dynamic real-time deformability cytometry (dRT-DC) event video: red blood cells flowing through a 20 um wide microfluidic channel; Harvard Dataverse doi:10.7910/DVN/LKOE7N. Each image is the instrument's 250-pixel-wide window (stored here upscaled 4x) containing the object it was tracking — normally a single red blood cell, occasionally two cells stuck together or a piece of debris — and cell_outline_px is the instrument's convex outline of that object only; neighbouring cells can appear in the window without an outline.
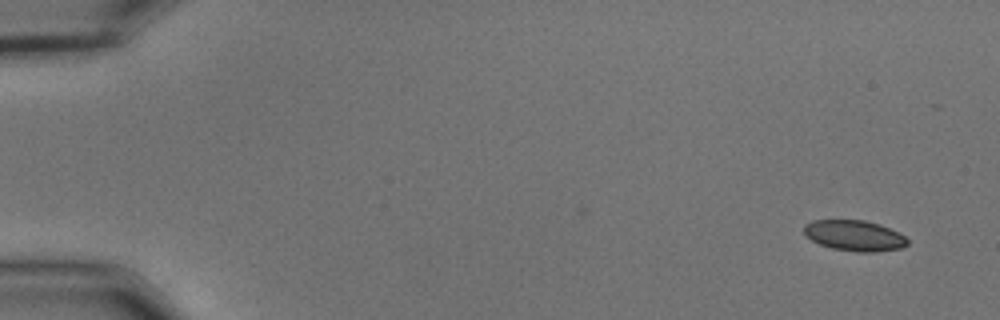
{"species": "common noctule bat (a hibernating species)", "species_latin": "Nyctalus noctula", "temperature_condition": "cold", "stored_images_in_passage": 17, "camera_frame_rate_fps": 3000, "um_per_image_px": 0.085, "animal": {"sex": "male", "body_mass_g": 15.6}, "frame": {"image": 1, "passage_image": 1, "time_ms": 0.0, "image_size_px": [1000, 320], "cell_outline_px": [[908, 244], [900, 248], [876, 252], [856, 252], [832, 248], [820, 244], [804, 236], [804, 224], [812, 220], [864, 220], [880, 224], [900, 232], [908, 240]], "centroid_in_image_um": [72.62, 20.02], "position_along_channel_um": 12.4, "area_um2": 18.67}}
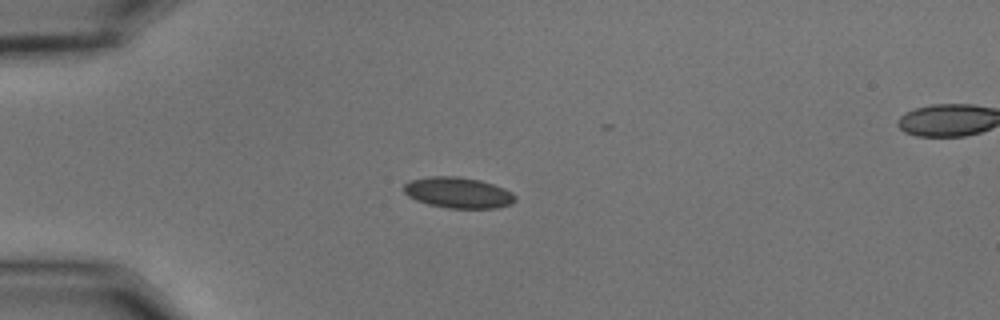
{"frame": {"image": 2, "passage_image": 13, "time_ms": 4.0, "image_size_px": [1000, 320], "cell_outline_px": [[516, 200], [512, 204], [496, 208], [448, 208], [428, 204], [416, 200], [408, 196], [404, 192], [404, 184], [412, 180], [428, 176], [456, 176], [480, 180], [504, 188], [512, 192], [516, 196]], "centroid_in_image_um": [38.96, 16.38], "position_along_channel_um": 46.0, "area_um2": 20.06}}